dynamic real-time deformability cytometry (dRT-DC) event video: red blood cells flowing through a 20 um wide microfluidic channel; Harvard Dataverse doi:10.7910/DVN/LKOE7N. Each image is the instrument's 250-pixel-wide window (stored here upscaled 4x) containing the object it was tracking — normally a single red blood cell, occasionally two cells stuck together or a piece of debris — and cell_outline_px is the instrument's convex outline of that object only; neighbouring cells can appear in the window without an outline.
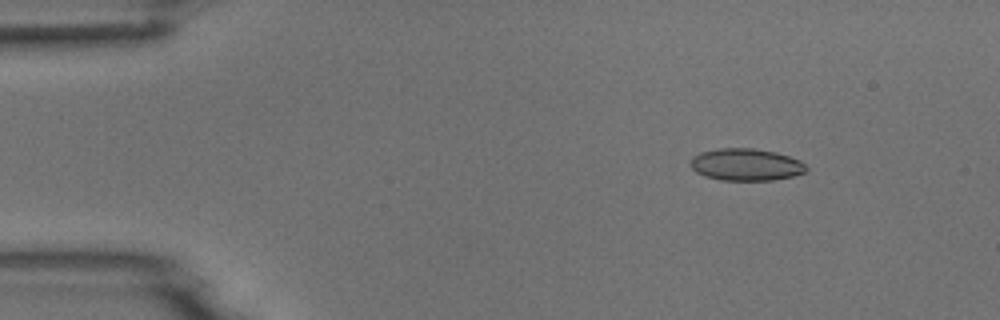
{"species": "common noctule bat (a hibernating species)", "species_latin": "Nyctalus noctula", "temperature_condition": "room temperature", "stored_images_in_passage": 4, "camera_frame_rate_fps": 3000, "um_per_image_px": 0.085, "animal": {"sex": "male", "body_mass_g": 18.8}, "frame": {"image": 1, "passage_image": 2, "time_ms": 1.0, "image_size_px": [1000, 320], "cell_outline_px": [[808, 168], [804, 172], [792, 176], [772, 180], [720, 180], [704, 176], [696, 172], [688, 164], [692, 156], [700, 152], [716, 148], [756, 148], [776, 152], [800, 160]], "centroid_in_image_um": [63.36, 13.98], "position_along_channel_um": 21.6, "area_um2": 21.85}}